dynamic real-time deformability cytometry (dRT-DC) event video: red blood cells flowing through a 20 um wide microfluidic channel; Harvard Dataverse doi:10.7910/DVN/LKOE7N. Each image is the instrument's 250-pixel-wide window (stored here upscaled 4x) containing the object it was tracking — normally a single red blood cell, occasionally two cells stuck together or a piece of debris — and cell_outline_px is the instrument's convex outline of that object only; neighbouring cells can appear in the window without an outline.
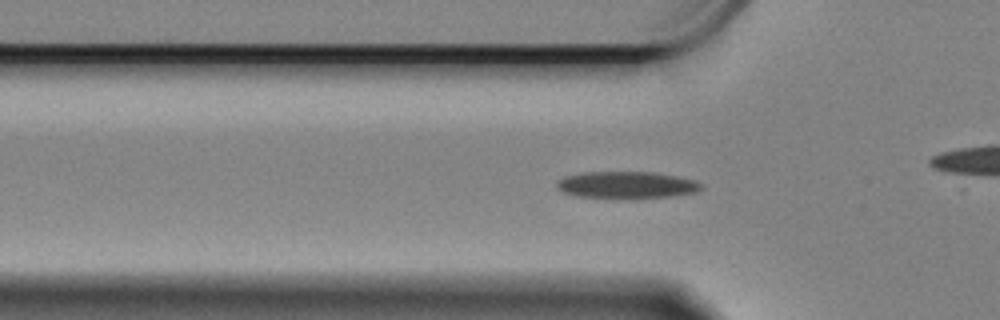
{"species": "Egyptian fruit bat (a non-hibernating species)", "species_latin": "Rousettus aegyptiacus", "temperature_condition": "cold", "stored_images_in_passage": 43, "camera_frame_rate_fps": 3000, "um_per_image_px": 0.085, "animal": {"sex": "female"}, "frame": {"image": 1, "passage_image": 6, "time_ms": 1.667, "image_size_px": [1000, 320], "cell_outline_px": [[704, 188], [696, 192], [672, 196], [576, 196], [564, 192], [556, 188], [556, 184], [564, 176], [584, 172], [656, 172], [696, 180], [704, 184]], "centroid_in_image_um": [53.31, 15.68], "position_along_channel_um": 72.5, "area_um2": 21.96}}
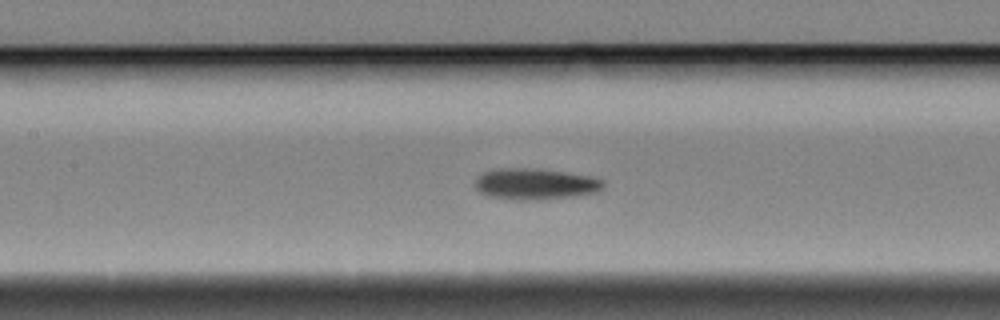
{"frame": {"image": 2, "passage_image": 14, "time_ms": 4.333, "image_size_px": [1000, 320], "cell_outline_px": [[604, 188], [596, 192], [572, 196], [532, 200], [516, 200], [488, 196], [480, 192], [476, 188], [476, 180], [484, 172], [504, 168], [528, 168], [564, 172], [592, 176], [604, 180]], "centroid_in_image_um": [45.53, 15.64], "position_along_channel_um": 161.9, "area_um2": 23.0}}
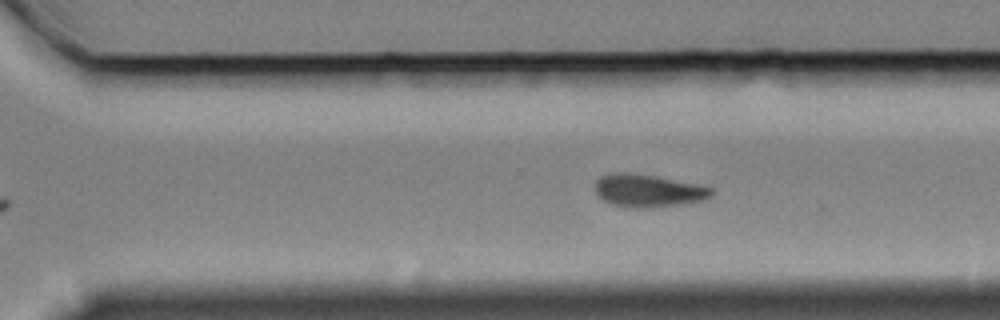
{"frame": {"image": 3, "passage_image": 28, "time_ms": 9.0, "image_size_px": [1000, 320], "cell_outline_px": [[712, 196], [704, 200], [684, 204], [644, 208], [628, 208], [612, 204], [604, 200], [592, 188], [596, 180], [600, 176], [612, 172], [628, 172], [652, 176], [696, 184], [712, 188]], "centroid_in_image_um": [55.04, 16.21], "position_along_channel_um": 315.6, "area_um2": 22.2}, "authors_computed_cell_mechanics": {"area_um2": 22.0218, "velocity_mm_per_s": 3.3153, "shape_relaxation_time_tau1_ms": 3.0436, "shape_relaxation_time_tau2_ms": 4.5667, "deformation_change_tau1": 0.131, "deformation_change_tau2": 0.0874}}